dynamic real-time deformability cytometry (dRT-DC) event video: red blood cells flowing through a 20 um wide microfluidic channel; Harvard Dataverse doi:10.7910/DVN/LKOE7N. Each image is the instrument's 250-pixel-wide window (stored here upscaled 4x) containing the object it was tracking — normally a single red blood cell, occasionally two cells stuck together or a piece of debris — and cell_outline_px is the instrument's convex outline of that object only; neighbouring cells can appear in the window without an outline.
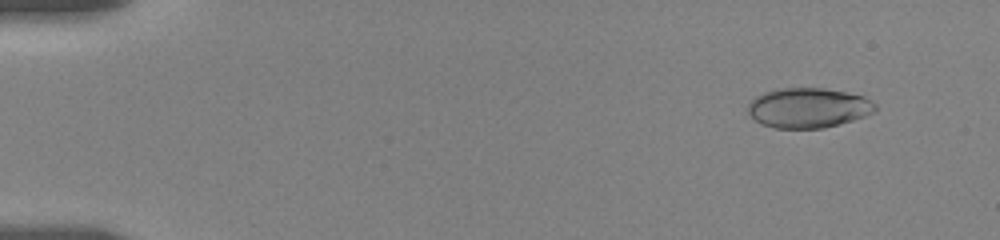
{"species": "human", "species_latin": "Homo sapiens", "temperature_condition": "room temperature", "stored_images_in_passage": 35, "camera_frame_rate_fps": 3000, "um_per_image_px": 0.085, "donor": {"sex": "female"}, "frame": {"image": 1, "passage_image": 5, "time_ms": 1.333, "image_size_px": [1000, 240], "cell_outline_px": [[876, 112], [840, 124], [824, 128], [776, 128], [760, 124], [748, 112], [748, 104], [756, 96], [764, 92], [780, 88], [824, 88], [864, 96], [872, 100], [876, 104]], "centroid_in_image_um": [68.72, 9.17], "position_along_channel_um": 16.3, "area_um2": 29.65}}
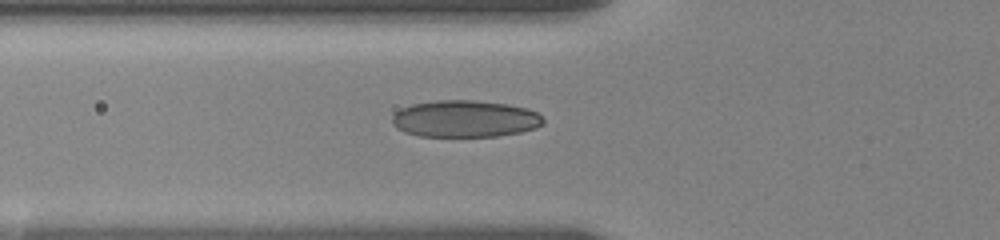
{"frame": {"image": 2, "passage_image": 23, "time_ms": 6.667, "image_size_px": [1000, 240], "cell_outline_px": [[544, 120], [536, 128], [520, 132], [496, 136], [420, 136], [404, 132], [396, 128], [392, 124], [392, 116], [400, 108], [412, 104], [436, 100], [476, 100], [508, 104], [528, 108], [544, 116]], "centroid_in_image_um": [39.51, 10.09], "position_along_channel_um": 86.3, "area_um2": 32.66}}
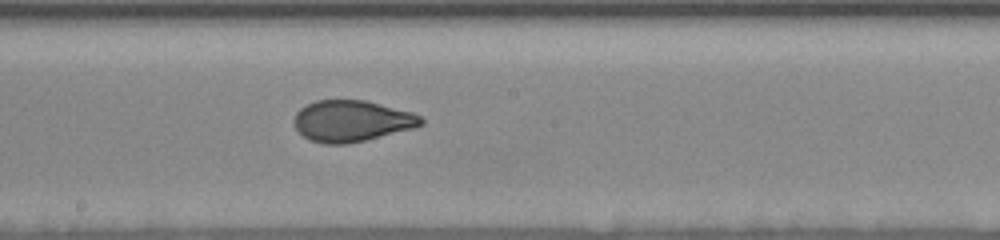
{"frame": {"image": 3, "passage_image": 35, "time_ms": 10.333, "image_size_px": [1000, 240], "cell_outline_px": [[424, 124], [416, 128], [348, 144], [324, 144], [308, 140], [296, 128], [296, 112], [300, 108], [316, 100], [364, 100], [412, 112], [420, 116], [424, 120]], "centroid_in_image_um": [29.93, 10.29], "position_along_channel_um": 218.3, "area_um2": 30.46}}